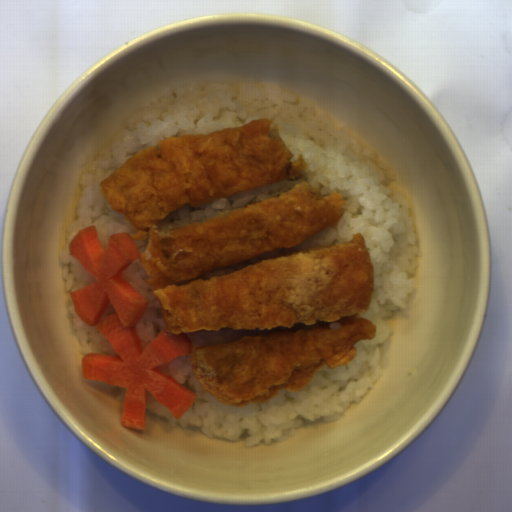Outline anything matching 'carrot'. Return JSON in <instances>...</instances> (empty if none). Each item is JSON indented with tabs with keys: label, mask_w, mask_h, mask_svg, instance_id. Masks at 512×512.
Returning a JSON list of instances; mask_svg holds the SVG:
<instances>
[{
	"label": "carrot",
	"mask_w": 512,
	"mask_h": 512,
	"mask_svg": "<svg viewBox=\"0 0 512 512\" xmlns=\"http://www.w3.org/2000/svg\"><path fill=\"white\" fill-rule=\"evenodd\" d=\"M69 255L95 282L70 292L74 311L94 326L116 355L89 352L81 359L82 379L125 388L120 425L146 429L147 392L176 420L196 401L197 394L158 369L178 357L190 356L192 339L165 327L143 350L137 323L149 301L122 276L142 254L130 233L110 235L104 250L96 226L77 231Z\"/></svg>",
	"instance_id": "obj_1"
}]
</instances>
